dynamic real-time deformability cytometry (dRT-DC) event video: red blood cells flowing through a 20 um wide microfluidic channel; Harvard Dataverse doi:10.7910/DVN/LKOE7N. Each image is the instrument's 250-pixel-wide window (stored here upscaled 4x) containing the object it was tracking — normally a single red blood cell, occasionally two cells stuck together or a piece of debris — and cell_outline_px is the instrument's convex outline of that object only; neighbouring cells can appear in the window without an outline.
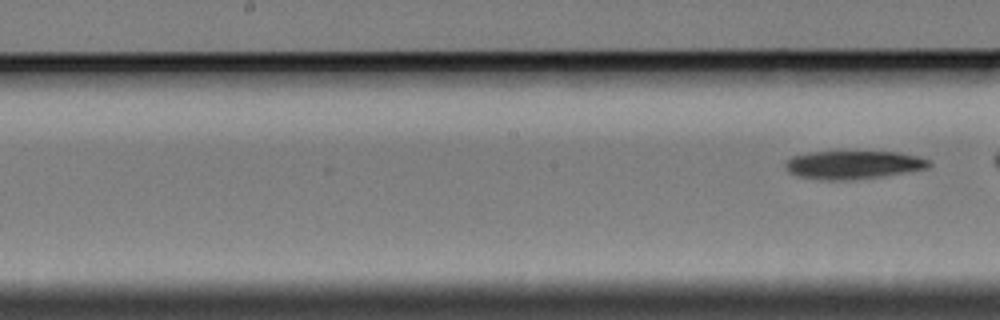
{"species": "Egyptian fruit bat (a non-hibernating species)", "species_latin": "Rousettus aegyptiacus", "temperature_condition": "cold", "stored_images_in_passage": 5, "segment_of_instrument_passage": [2, 2], "camera_frame_rate_fps": 3000, "um_per_image_px": 0.085, "animal": {"sex": "female"}, "frame": {"image": 1, "passage_image": 5, "time_ms": 5.667, "image_size_px": [1000, 320], "cell_outline_px": [[932, 164], [928, 168], [880, 176], [852, 180], [824, 180], [800, 176], [788, 172], [784, 164], [792, 156], [812, 152], [840, 148], [896, 152], [920, 156], [932, 160]], "centroid_in_image_um": [72.54, 13.95], "position_along_channel_um": 175.7, "area_um2": 24.74}}